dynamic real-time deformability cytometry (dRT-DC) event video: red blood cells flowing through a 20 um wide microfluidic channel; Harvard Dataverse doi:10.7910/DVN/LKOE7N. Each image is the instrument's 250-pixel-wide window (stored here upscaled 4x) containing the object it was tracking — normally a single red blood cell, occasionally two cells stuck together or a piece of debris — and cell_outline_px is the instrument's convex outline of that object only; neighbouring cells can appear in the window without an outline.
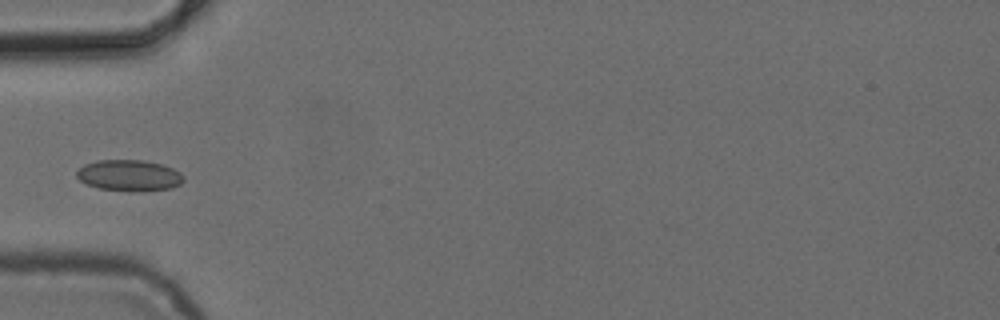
{"species": "common noctule bat (a hibernating species)", "species_latin": "Nyctalus noctula", "temperature_condition": "cold", "stored_images_in_passage": 1, "camera_frame_rate_fps": 3000, "um_per_image_px": 0.085, "animal": {"sex": "female", "body_mass_g": 24.6, "forearm_length_mm": 56.2}, "frame": {"image": 1, "passage_image": 1, "time_ms": 0.0, "image_size_px": [1000, 320], "cell_outline_px": [[184, 180], [180, 184], [172, 188], [144, 192], [132, 192], [100, 188], [88, 184], [80, 180], [76, 176], [76, 172], [84, 164], [100, 160], [140, 160], [164, 164], [180, 172], [184, 176]], "centroid_in_image_um": [11.02, 14.92], "position_along_channel_um": 74.0, "area_um2": 19.59}}